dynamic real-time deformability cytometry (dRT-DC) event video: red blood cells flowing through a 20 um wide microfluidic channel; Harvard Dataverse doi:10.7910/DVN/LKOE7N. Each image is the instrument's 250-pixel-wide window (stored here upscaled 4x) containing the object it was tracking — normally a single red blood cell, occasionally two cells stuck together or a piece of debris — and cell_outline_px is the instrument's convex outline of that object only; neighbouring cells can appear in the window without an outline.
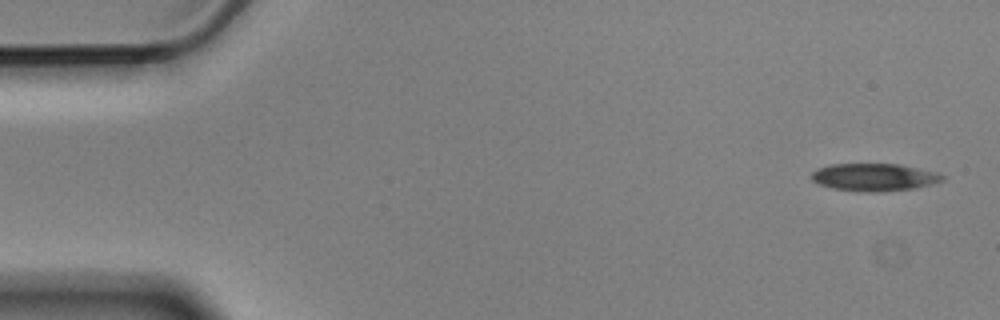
{"species": "Egyptian fruit bat (a non-hibernating species)", "species_latin": "Rousettus aegyptiacus", "temperature_condition": "cold", "stored_images_in_passage": 10, "camera_frame_rate_fps": 3000, "um_per_image_px": 0.085, "animal": {"sex": "male"}, "frame": {"image": 1, "passage_image": 1, "time_ms": 0.0, "image_size_px": [1000, 320], "cell_outline_px": [[944, 180], [932, 184], [916, 188], [876, 192], [868, 192], [832, 188], [820, 184], [812, 180], [812, 172], [816, 168], [828, 164], [900, 164], [936, 172], [944, 176]], "centroid_in_image_um": [74.3, 15.05], "position_along_channel_um": 10.7, "area_um2": 20.98}}
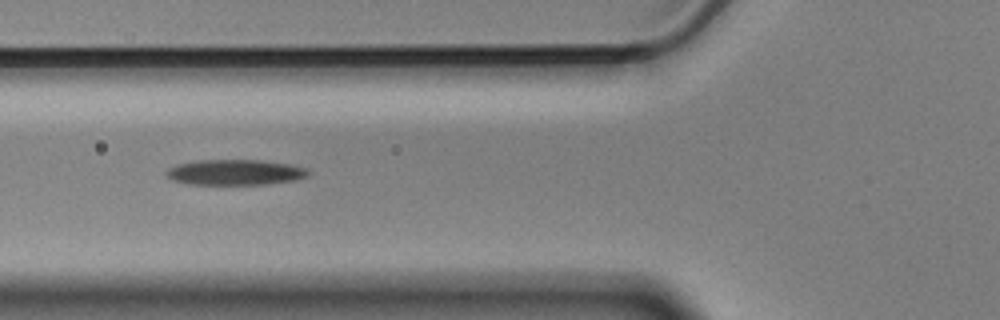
{"frame": {"image": 2, "passage_image": 6, "time_ms": 1.667, "image_size_px": [1000, 320], "cell_outline_px": [[312, 172], [308, 176], [296, 180], [264, 184], [188, 184], [172, 180], [164, 172], [168, 168], [176, 164], [196, 160], [260, 160], [292, 164], [308, 168]], "centroid_in_image_um": [20.01, 14.63], "position_along_channel_um": 105.8, "area_um2": 21.33}}
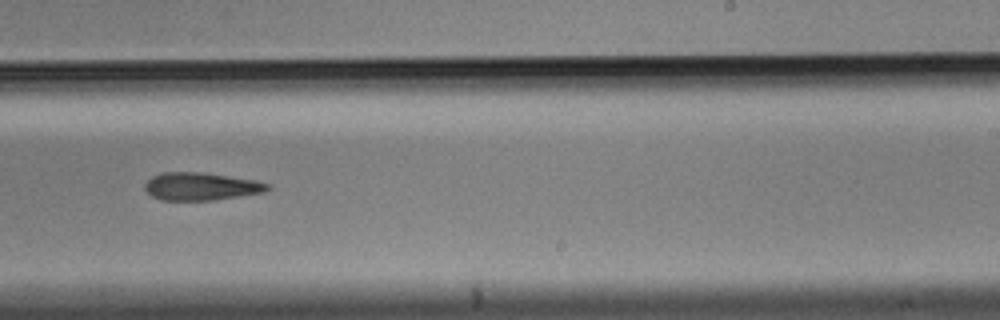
{"frame": {"image": 3, "passage_image": 10, "time_ms": 3.0, "image_size_px": [1000, 320], "cell_outline_px": [[272, 188], [264, 192], [212, 200], [160, 200], [152, 196], [144, 188], [144, 184], [152, 176], [160, 172], [200, 172], [256, 180], [272, 184]], "centroid_in_image_um": [17.09, 15.84], "position_along_channel_um": 271.9, "area_um2": 19.88}}